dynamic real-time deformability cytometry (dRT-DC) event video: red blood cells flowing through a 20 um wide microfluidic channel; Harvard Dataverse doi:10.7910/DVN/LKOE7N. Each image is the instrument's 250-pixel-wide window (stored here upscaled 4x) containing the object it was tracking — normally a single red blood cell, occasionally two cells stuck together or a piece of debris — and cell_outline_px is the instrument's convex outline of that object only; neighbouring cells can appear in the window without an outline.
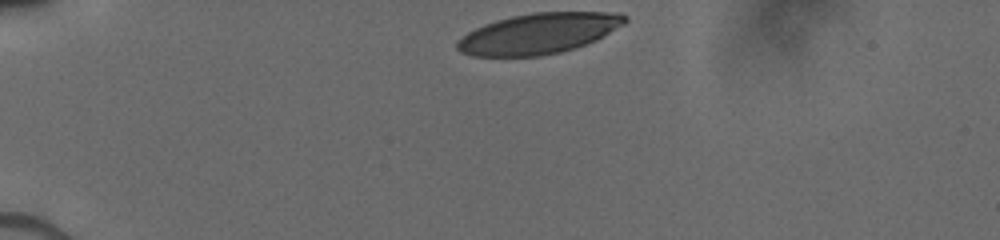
{"species": "human", "species_latin": "Homo sapiens", "temperature_condition": "cold", "stored_images_in_passage": 12, "camera_frame_rate_fps": 3000, "um_per_image_px": 0.085, "donor": {"sex": "male"}, "frame": {"image": 1, "passage_image": 1, "time_ms": 0.0, "image_size_px": [1000, 240], "cell_outline_px": [[628, 20], [624, 24], [596, 40], [560, 52], [540, 56], [472, 56], [460, 52], [456, 48], [456, 44], [468, 32], [484, 24], [496, 20], [512, 16], [532, 12], [620, 12], [628, 16]], "centroid_in_image_um": [45.8, 2.84], "position_along_channel_um": 39.2, "area_um2": 39.54}}